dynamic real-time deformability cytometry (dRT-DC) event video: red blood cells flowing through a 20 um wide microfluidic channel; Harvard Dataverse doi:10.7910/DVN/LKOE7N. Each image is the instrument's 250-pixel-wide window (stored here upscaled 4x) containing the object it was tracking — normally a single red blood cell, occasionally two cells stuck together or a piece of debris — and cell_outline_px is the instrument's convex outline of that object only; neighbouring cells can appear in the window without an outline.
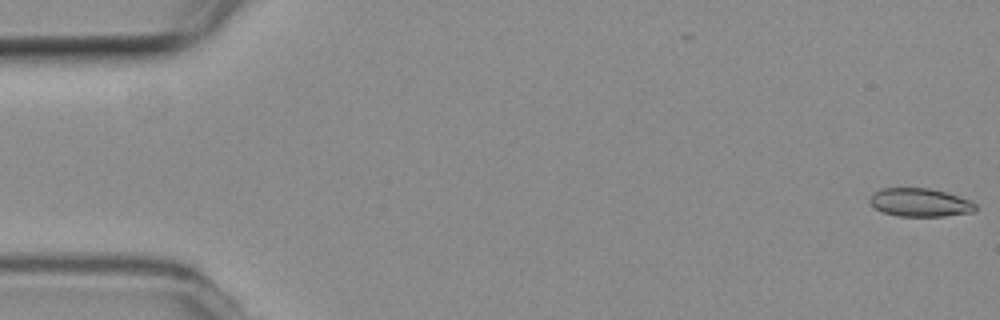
{"species": "common noctule bat (a hibernating species)", "species_latin": "Nyctalus noctula", "temperature_condition": "room temperature", "stored_images_in_passage": 50, "camera_frame_rate_fps": 3000, "um_per_image_px": 0.085, "animal": {"sex": "female", "body_mass_g": 19.3, "forearm_length_mm": 54.1}, "frame": {"image": 1, "passage_image": 1, "time_ms": 0.0, "image_size_px": [1000, 320], "cell_outline_px": [[976, 208], [972, 212], [944, 216], [896, 216], [884, 212], [876, 208], [868, 200], [872, 192], [880, 188], [928, 188], [944, 192], [968, 200], [976, 204]], "centroid_in_image_um": [78.14, 17.21], "position_along_channel_um": 6.9, "area_um2": 17.28}}
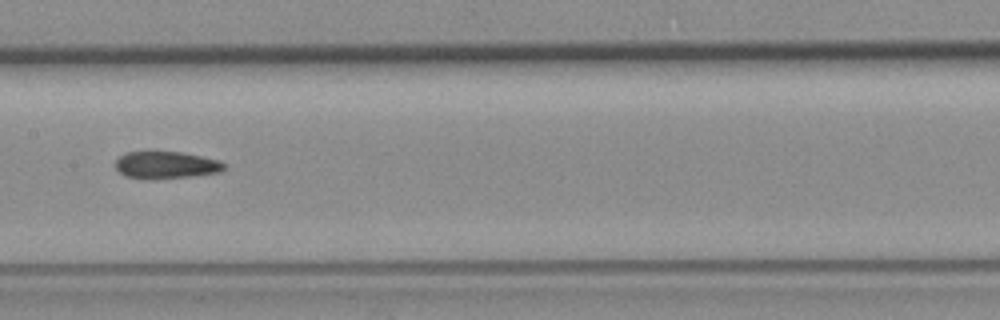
{"frame": {"image": 2, "passage_image": 27, "time_ms": 8.667, "image_size_px": [1000, 320], "cell_outline_px": [[224, 168], [220, 172], [192, 176], [152, 180], [148, 180], [124, 176], [116, 168], [116, 160], [124, 152], [184, 152], [216, 160], [224, 164]], "centroid_in_image_um": [14.06, 14.04], "position_along_channel_um": 193.3, "area_um2": 17.22}}
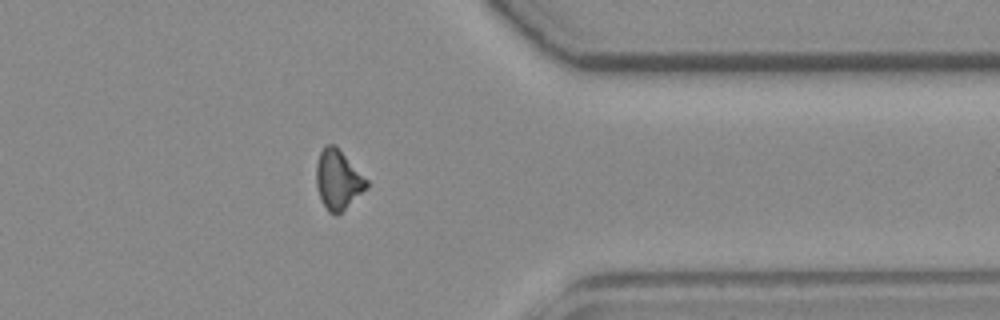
{"frame": {"image": 3, "passage_image": 43, "time_ms": 14.0, "image_size_px": [1000, 320], "cell_outline_px": [[368, 188], [336, 216], [328, 212], [320, 200], [316, 188], [316, 164], [320, 152], [328, 144], [336, 144], [368, 180]], "centroid_in_image_um": [28.73, 15.28], "position_along_channel_um": 382.7, "area_um2": 17.69}}